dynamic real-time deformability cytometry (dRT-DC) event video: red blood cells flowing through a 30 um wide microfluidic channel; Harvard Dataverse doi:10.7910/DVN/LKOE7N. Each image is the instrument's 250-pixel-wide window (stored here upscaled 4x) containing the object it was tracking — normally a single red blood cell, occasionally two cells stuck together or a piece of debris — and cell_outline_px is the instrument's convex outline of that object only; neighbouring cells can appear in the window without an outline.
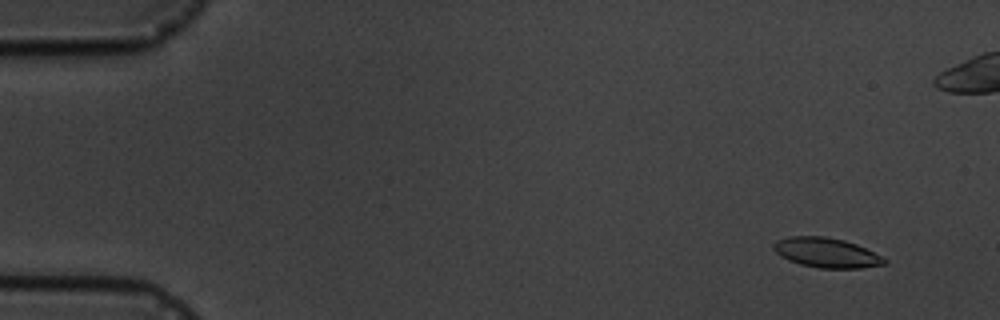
{"species": "common noctule bat (a hibernating species)", "species_latin": "Nyctalus noctula", "temperature_condition": "cold", "stored_images_in_passage": 7, "camera_frame_rate_fps": 3000, "um_per_image_px": 0.085, "animal": {"sex": "male", "body_mass_g": 19.5, "forearm_length_mm": 54.6}, "frame": {"image": 1, "passage_image": 2, "time_ms": 1.0, "image_size_px": [1000, 320], "cell_outline_px": [[888, 264], [860, 268], [816, 268], [800, 264], [788, 260], [780, 256], [772, 248], [772, 244], [776, 240], [788, 236], [824, 236], [844, 240], [856, 244], [888, 260]], "centroid_in_image_um": [70.21, 21.48], "position_along_channel_um": 14.8, "area_um2": 19.31}}
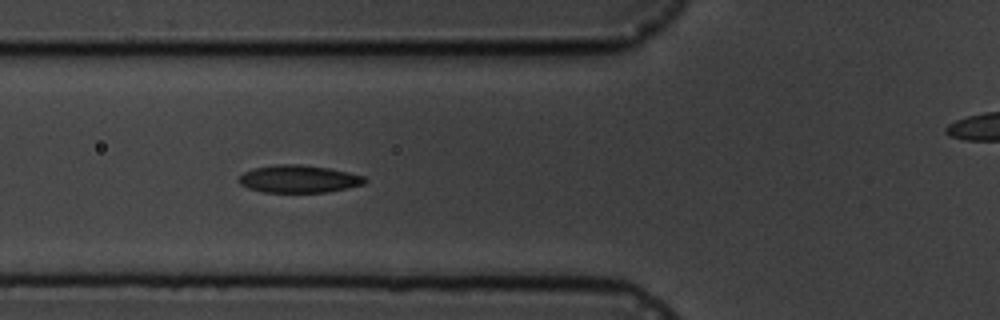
{"frame": {"image": 2, "passage_image": 6, "time_ms": 6.667, "image_size_px": [1000, 320], "cell_outline_px": [[368, 180], [364, 184], [348, 188], [328, 192], [264, 192], [248, 188], [240, 184], [236, 180], [244, 172], [252, 168], [276, 164], [300, 164], [328, 168], [348, 172], [364, 176]], "centroid_in_image_um": [25.38, 15.21], "position_along_channel_um": 100.4, "area_um2": 20.35}}
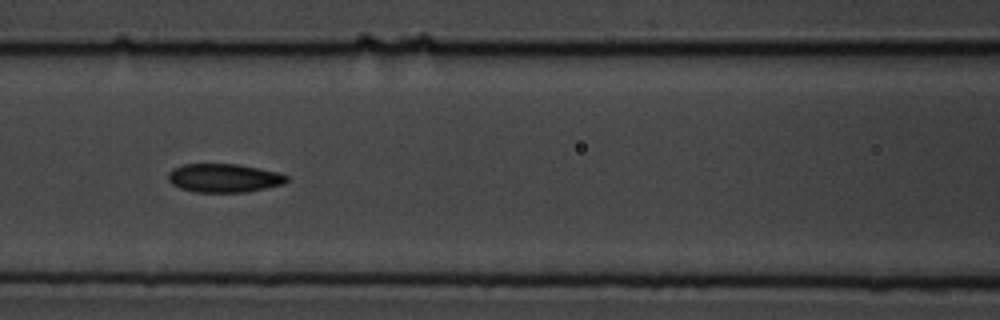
{"frame": {"image": 3, "passage_image": 7, "time_ms": 8.0, "image_size_px": [1000, 320], "cell_outline_px": [[288, 180], [284, 184], [244, 192], [196, 192], [180, 188], [172, 184], [168, 180], [168, 172], [172, 168], [184, 164], [236, 164], [280, 172], [288, 176]], "centroid_in_image_um": [19.03, 15.12], "position_along_channel_um": 147.6, "area_um2": 19.77}}